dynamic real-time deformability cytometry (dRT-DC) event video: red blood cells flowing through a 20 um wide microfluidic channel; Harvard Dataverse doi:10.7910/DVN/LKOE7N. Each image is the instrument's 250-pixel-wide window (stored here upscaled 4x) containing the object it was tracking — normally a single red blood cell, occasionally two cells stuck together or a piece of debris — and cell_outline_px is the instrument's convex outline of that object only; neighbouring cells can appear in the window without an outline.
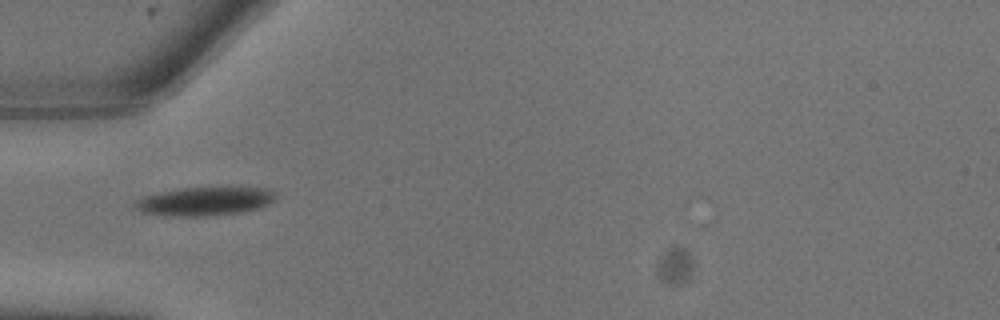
{"species": "common noctule bat (a hibernating species)", "species_latin": "Nyctalus noctula", "temperature_condition": "warm", "stored_images_in_passage": 2, "camera_frame_rate_fps": 3000, "um_per_image_px": 0.085, "animal": {"sex": "male", "body_mass_g": 13.3}, "frame": {"image": 1, "passage_image": 1, "time_ms": 0.0, "image_size_px": [1000, 320], "cell_outline_px": [[276, 196], [272, 200], [256, 208], [240, 212], [204, 216], [176, 216], [140, 212], [132, 208], [132, 204], [144, 196], [160, 192], [184, 188], [264, 188], [276, 192]], "centroid_in_image_um": [17.31, 17.11], "position_along_channel_um": 67.7, "area_um2": 22.89}}